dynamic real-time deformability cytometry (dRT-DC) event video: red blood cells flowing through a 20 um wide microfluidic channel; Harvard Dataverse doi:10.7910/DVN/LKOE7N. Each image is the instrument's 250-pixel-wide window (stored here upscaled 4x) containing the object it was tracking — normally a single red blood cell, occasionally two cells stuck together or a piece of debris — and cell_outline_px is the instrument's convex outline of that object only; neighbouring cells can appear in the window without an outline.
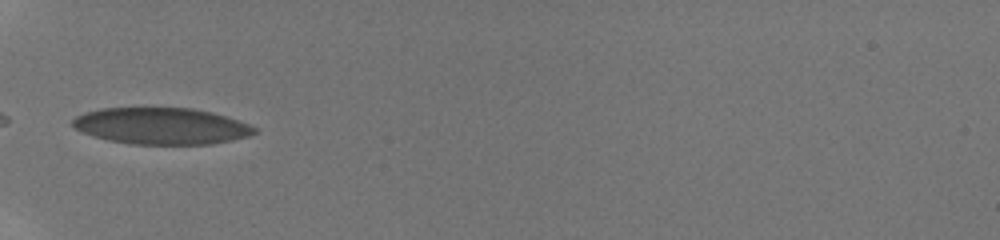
{"species": "human", "species_latin": "Homo sapiens", "temperature_condition": "room temperature", "stored_images_in_passage": 22, "camera_frame_rate_fps": 3000, "um_per_image_px": 0.085, "donor": {"sex": "male"}, "frame": {"image": 1, "passage_image": 9, "time_ms": 7.0, "image_size_px": [1000, 240], "cell_outline_px": [[256, 132], [248, 136], [232, 140], [212, 144], [132, 144], [108, 140], [92, 136], [76, 128], [72, 124], [72, 120], [76, 116], [84, 112], [100, 108], [192, 108], [212, 112], [248, 124], [256, 128]], "centroid_in_image_um": [13.69, 10.71], "position_along_channel_um": 71.3, "area_um2": 38.55}}
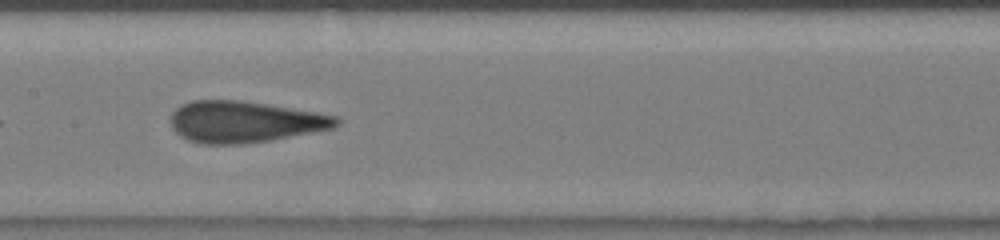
{"frame": {"image": 2, "passage_image": 12, "time_ms": 10.0, "image_size_px": [1000, 240], "cell_outline_px": [[340, 124], [336, 128], [272, 140], [240, 144], [200, 144], [188, 140], [180, 136], [172, 128], [172, 112], [176, 108], [192, 100], [240, 100], [316, 112], [336, 116], [340, 120]], "centroid_in_image_um": [20.81, 10.36], "position_along_channel_um": 186.6, "area_um2": 40.0}}
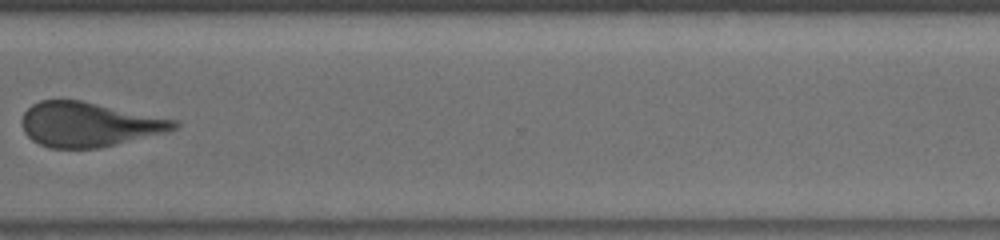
{"frame": {"image": 3, "passage_image": 16, "time_ms": 14.333, "image_size_px": [1000, 240], "cell_outline_px": [[180, 124], [176, 128], [168, 132], [100, 148], [52, 148], [40, 144], [32, 140], [24, 132], [20, 120], [24, 112], [32, 104], [40, 100], [80, 100], [180, 120]], "centroid_in_image_um": [7.58, 10.57], "position_along_channel_um": 363.0, "area_um2": 39.77}, "authors_computed_cell_mechanics": {"area_um2": 40.6623, "velocity_mm_per_s": 4.0869, "shape_relaxation_time_tau1_ms": 4.2278, "shape_relaxation_time_tau2_ms": 1.1848, "deformation_change_tau1": 0.1034, "deformation_change_tau2": 0.0566}}